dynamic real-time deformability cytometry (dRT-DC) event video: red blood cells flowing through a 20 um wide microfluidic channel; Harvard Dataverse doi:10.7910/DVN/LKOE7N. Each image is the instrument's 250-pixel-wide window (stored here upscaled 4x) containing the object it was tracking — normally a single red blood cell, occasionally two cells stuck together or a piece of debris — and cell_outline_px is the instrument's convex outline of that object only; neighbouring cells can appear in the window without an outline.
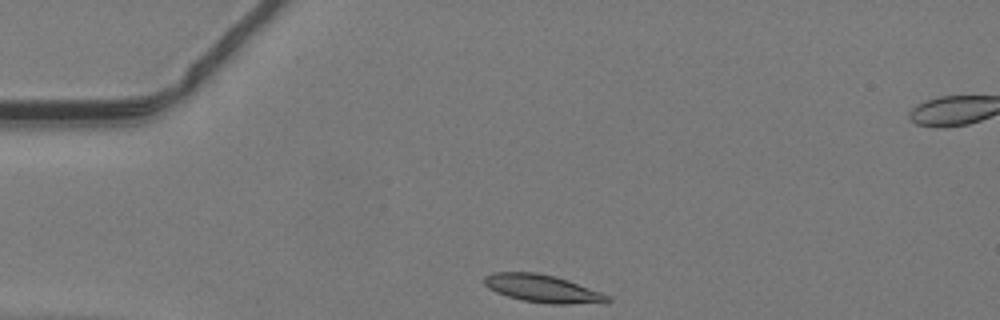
{"species": "common noctule bat (a hibernating species)", "species_latin": "Nyctalus noctula", "temperature_condition": "warm", "stored_images_in_passage": 39, "segment_of_instrument_passage": [1, 2], "camera_frame_rate_fps": 3000, "um_per_image_px": 0.085, "animal": {"sex": "male", "body_mass_g": 19.2, "forearm_length_mm": 51.8}, "frame": {"image": 1, "passage_image": 1, "time_ms": 0.0, "image_size_px": [1000, 320], "cell_outline_px": [[612, 300], [604, 304], [548, 304], [524, 300], [508, 296], [496, 292], [488, 288], [484, 284], [484, 276], [492, 272], [536, 272], [556, 276], [568, 280], [612, 296]], "centroid_in_image_um": [46.19, 24.54], "position_along_channel_um": 38.8, "area_um2": 20.23}}
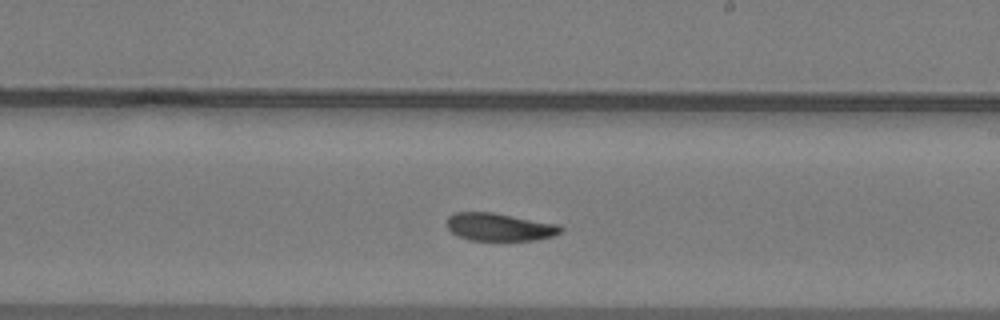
{"frame": {"image": 2, "passage_image": 18, "time_ms": 5.667, "image_size_px": [1000, 320], "cell_outline_px": [[564, 228], [560, 232], [552, 236], [536, 240], [468, 240], [452, 232], [448, 228], [448, 216], [456, 212], [492, 212], [560, 224]], "centroid_in_image_um": [42.49, 19.29], "position_along_channel_um": 246.5, "area_um2": 18.38}}
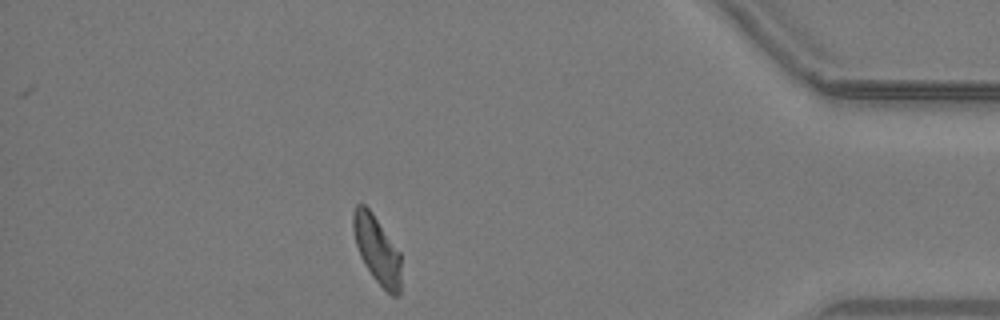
{"frame": {"image": 3, "passage_image": 32, "time_ms": 10.333, "image_size_px": [1000, 320], "cell_outline_px": [[400, 296], [392, 296], [372, 276], [364, 264], [360, 256], [356, 244], [352, 228], [352, 212], [356, 204], [364, 204], [372, 212], [400, 252]], "centroid_in_image_um": [32.02, 21.2], "position_along_channel_um": 403.2, "area_um2": 18.84}}